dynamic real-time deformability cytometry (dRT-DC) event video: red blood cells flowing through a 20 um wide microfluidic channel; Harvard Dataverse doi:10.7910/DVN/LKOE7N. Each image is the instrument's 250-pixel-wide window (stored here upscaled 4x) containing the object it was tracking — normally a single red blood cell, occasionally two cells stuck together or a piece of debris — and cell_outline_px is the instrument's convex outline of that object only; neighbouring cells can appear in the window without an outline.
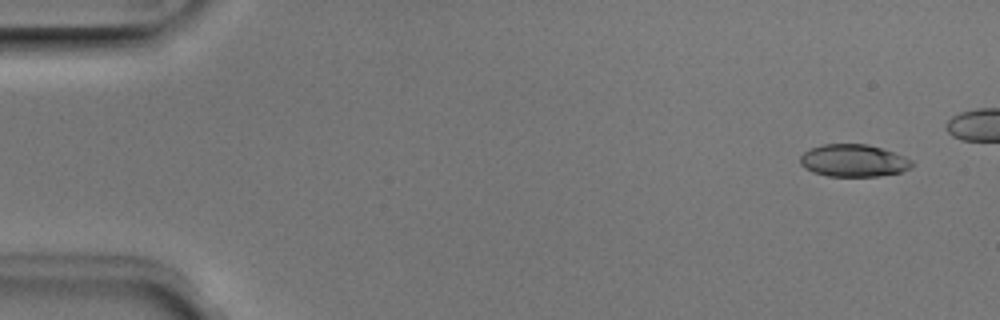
{"species": "Egyptian fruit bat (a non-hibernating species)", "species_latin": "Rousettus aegyptiacus", "temperature_condition": "room temperature", "stored_images_in_passage": 6, "camera_frame_rate_fps": 3000, "um_per_image_px": 0.085, "animal": {"sex": "male"}, "frame": {"image": 1, "passage_image": 1, "time_ms": 0.0, "image_size_px": [1000, 320], "cell_outline_px": [[912, 168], [900, 172], [880, 176], [828, 176], [812, 172], [804, 168], [800, 164], [800, 156], [804, 152], [812, 148], [824, 144], [868, 144], [904, 156], [912, 160]], "centroid_in_image_um": [72.54, 13.66], "position_along_channel_um": 12.5, "area_um2": 21.04}}